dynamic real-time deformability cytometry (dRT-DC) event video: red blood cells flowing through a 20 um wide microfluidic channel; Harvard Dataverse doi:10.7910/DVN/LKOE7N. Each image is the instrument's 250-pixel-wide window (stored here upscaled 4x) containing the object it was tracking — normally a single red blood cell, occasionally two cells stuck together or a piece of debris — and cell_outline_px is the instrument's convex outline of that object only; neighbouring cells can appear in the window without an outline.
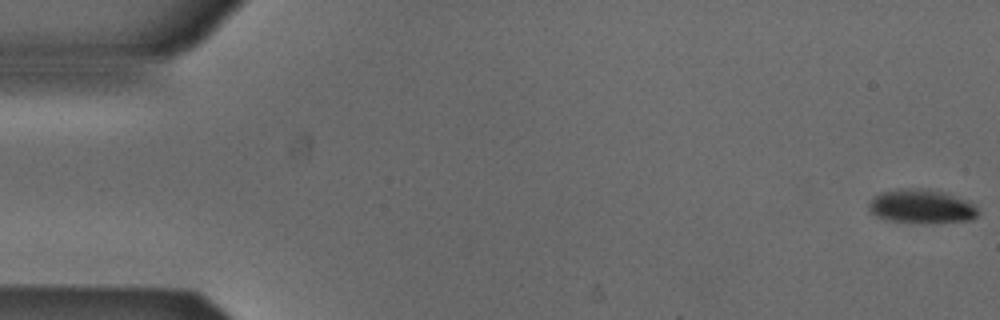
{"species": "Egyptian fruit bat (a non-hibernating species)", "species_latin": "Rousettus aegyptiacus", "temperature_condition": "cold", "stored_images_in_passage": 17, "camera_frame_rate_fps": 3000, "um_per_image_px": 0.085, "animal": {"sex": "male"}, "frame": {"image": 1, "passage_image": 1, "time_ms": 0.0, "image_size_px": [1000, 320], "cell_outline_px": [[980, 216], [972, 220], [936, 224], [908, 224], [888, 220], [876, 216], [868, 212], [868, 204], [876, 196], [884, 192], [904, 188], [920, 188], [940, 192], [976, 204], [980, 212]], "centroid_in_image_um": [78.36, 17.61], "position_along_channel_um": 6.6, "area_um2": 22.08}}
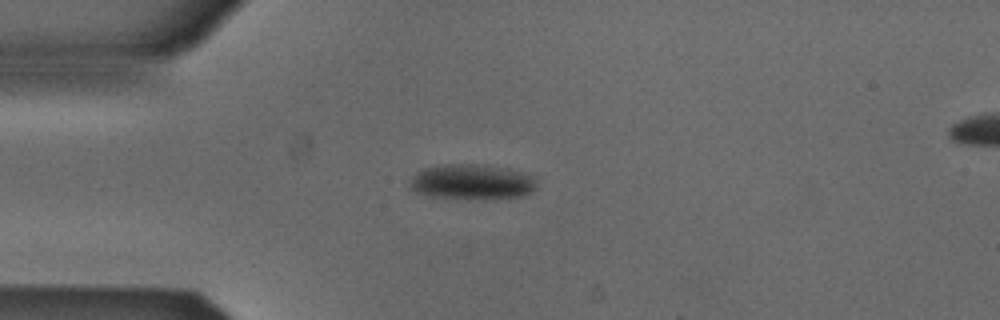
{"frame": {"image": 2, "passage_image": 14, "time_ms": 4.333, "image_size_px": [1000, 320], "cell_outline_px": [[536, 188], [532, 192], [524, 196], [424, 196], [408, 188], [412, 176], [424, 168], [444, 164], [472, 164], [508, 168], [536, 176]], "centroid_in_image_um": [40.1, 15.41], "position_along_channel_um": 44.9, "area_um2": 25.2}}